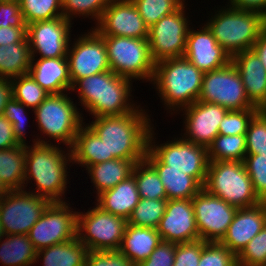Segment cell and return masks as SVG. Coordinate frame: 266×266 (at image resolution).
Segmentation results:
<instances>
[{"label":"cell","instance_id":"cell-16","mask_svg":"<svg viewBox=\"0 0 266 266\" xmlns=\"http://www.w3.org/2000/svg\"><path fill=\"white\" fill-rule=\"evenodd\" d=\"M199 239L219 242L227 232L237 207L203 188L192 198Z\"/></svg>","mask_w":266,"mask_h":266},{"label":"cell","instance_id":"cell-15","mask_svg":"<svg viewBox=\"0 0 266 266\" xmlns=\"http://www.w3.org/2000/svg\"><path fill=\"white\" fill-rule=\"evenodd\" d=\"M72 44L67 53L72 85L78 79L111 70L104 39L94 28L74 39Z\"/></svg>","mask_w":266,"mask_h":266},{"label":"cell","instance_id":"cell-3","mask_svg":"<svg viewBox=\"0 0 266 266\" xmlns=\"http://www.w3.org/2000/svg\"><path fill=\"white\" fill-rule=\"evenodd\" d=\"M55 144H26L24 190L33 180L36 188L29 192L48 198L51 202H65L62 196L69 182L67 166L72 163L71 150L64 151Z\"/></svg>","mask_w":266,"mask_h":266},{"label":"cell","instance_id":"cell-22","mask_svg":"<svg viewBox=\"0 0 266 266\" xmlns=\"http://www.w3.org/2000/svg\"><path fill=\"white\" fill-rule=\"evenodd\" d=\"M266 225V202L238 208L224 237L219 241L238 256L250 240Z\"/></svg>","mask_w":266,"mask_h":266},{"label":"cell","instance_id":"cell-36","mask_svg":"<svg viewBox=\"0 0 266 266\" xmlns=\"http://www.w3.org/2000/svg\"><path fill=\"white\" fill-rule=\"evenodd\" d=\"M167 200L141 198L128 218V224L157 229L166 210Z\"/></svg>","mask_w":266,"mask_h":266},{"label":"cell","instance_id":"cell-25","mask_svg":"<svg viewBox=\"0 0 266 266\" xmlns=\"http://www.w3.org/2000/svg\"><path fill=\"white\" fill-rule=\"evenodd\" d=\"M145 159L157 171L168 200L192 199L203 188L193 177L164 164L149 148Z\"/></svg>","mask_w":266,"mask_h":266},{"label":"cell","instance_id":"cell-56","mask_svg":"<svg viewBox=\"0 0 266 266\" xmlns=\"http://www.w3.org/2000/svg\"><path fill=\"white\" fill-rule=\"evenodd\" d=\"M8 192H9V190L6 188V186L0 180V199L2 197H4Z\"/></svg>","mask_w":266,"mask_h":266},{"label":"cell","instance_id":"cell-33","mask_svg":"<svg viewBox=\"0 0 266 266\" xmlns=\"http://www.w3.org/2000/svg\"><path fill=\"white\" fill-rule=\"evenodd\" d=\"M0 240V263L3 266H31L36 264V250L25 234L5 235Z\"/></svg>","mask_w":266,"mask_h":266},{"label":"cell","instance_id":"cell-32","mask_svg":"<svg viewBox=\"0 0 266 266\" xmlns=\"http://www.w3.org/2000/svg\"><path fill=\"white\" fill-rule=\"evenodd\" d=\"M26 145L0 150V180L8 190L24 189Z\"/></svg>","mask_w":266,"mask_h":266},{"label":"cell","instance_id":"cell-47","mask_svg":"<svg viewBox=\"0 0 266 266\" xmlns=\"http://www.w3.org/2000/svg\"><path fill=\"white\" fill-rule=\"evenodd\" d=\"M203 249V240L178 243L175 248L173 266H198Z\"/></svg>","mask_w":266,"mask_h":266},{"label":"cell","instance_id":"cell-28","mask_svg":"<svg viewBox=\"0 0 266 266\" xmlns=\"http://www.w3.org/2000/svg\"><path fill=\"white\" fill-rule=\"evenodd\" d=\"M141 160L112 159L89 166L86 170L99 195L114 188L117 184L132 175L133 168Z\"/></svg>","mask_w":266,"mask_h":266},{"label":"cell","instance_id":"cell-24","mask_svg":"<svg viewBox=\"0 0 266 266\" xmlns=\"http://www.w3.org/2000/svg\"><path fill=\"white\" fill-rule=\"evenodd\" d=\"M29 74L49 94L71 91L67 57L32 58Z\"/></svg>","mask_w":266,"mask_h":266},{"label":"cell","instance_id":"cell-1","mask_svg":"<svg viewBox=\"0 0 266 266\" xmlns=\"http://www.w3.org/2000/svg\"><path fill=\"white\" fill-rule=\"evenodd\" d=\"M141 107L125 115L97 117L87 123L103 141L106 161L145 159L149 132L154 125Z\"/></svg>","mask_w":266,"mask_h":266},{"label":"cell","instance_id":"cell-30","mask_svg":"<svg viewBox=\"0 0 266 266\" xmlns=\"http://www.w3.org/2000/svg\"><path fill=\"white\" fill-rule=\"evenodd\" d=\"M88 248L78 237L71 241L55 244L36 252V263L43 260V266H85Z\"/></svg>","mask_w":266,"mask_h":266},{"label":"cell","instance_id":"cell-46","mask_svg":"<svg viewBox=\"0 0 266 266\" xmlns=\"http://www.w3.org/2000/svg\"><path fill=\"white\" fill-rule=\"evenodd\" d=\"M28 108L25 104L19 102L13 97L5 105L3 116L12 124L14 137L20 144L26 145L25 123H26V109Z\"/></svg>","mask_w":266,"mask_h":266},{"label":"cell","instance_id":"cell-50","mask_svg":"<svg viewBox=\"0 0 266 266\" xmlns=\"http://www.w3.org/2000/svg\"><path fill=\"white\" fill-rule=\"evenodd\" d=\"M176 245L162 240L150 256L136 266H173Z\"/></svg>","mask_w":266,"mask_h":266},{"label":"cell","instance_id":"cell-52","mask_svg":"<svg viewBox=\"0 0 266 266\" xmlns=\"http://www.w3.org/2000/svg\"><path fill=\"white\" fill-rule=\"evenodd\" d=\"M26 32L27 27H0V46L21 42Z\"/></svg>","mask_w":266,"mask_h":266},{"label":"cell","instance_id":"cell-19","mask_svg":"<svg viewBox=\"0 0 266 266\" xmlns=\"http://www.w3.org/2000/svg\"><path fill=\"white\" fill-rule=\"evenodd\" d=\"M224 107L210 102L196 101L184 108V136L188 142L208 148L219 134V125L227 113Z\"/></svg>","mask_w":266,"mask_h":266},{"label":"cell","instance_id":"cell-41","mask_svg":"<svg viewBox=\"0 0 266 266\" xmlns=\"http://www.w3.org/2000/svg\"><path fill=\"white\" fill-rule=\"evenodd\" d=\"M246 155L266 156V110H259L246 132Z\"/></svg>","mask_w":266,"mask_h":266},{"label":"cell","instance_id":"cell-40","mask_svg":"<svg viewBox=\"0 0 266 266\" xmlns=\"http://www.w3.org/2000/svg\"><path fill=\"white\" fill-rule=\"evenodd\" d=\"M111 0H62L63 17L72 22L73 16L91 17L95 23L100 20L102 13Z\"/></svg>","mask_w":266,"mask_h":266},{"label":"cell","instance_id":"cell-5","mask_svg":"<svg viewBox=\"0 0 266 266\" xmlns=\"http://www.w3.org/2000/svg\"><path fill=\"white\" fill-rule=\"evenodd\" d=\"M205 24L217 43L230 55L251 50L266 29V17L259 12L233 8L229 3Z\"/></svg>","mask_w":266,"mask_h":266},{"label":"cell","instance_id":"cell-39","mask_svg":"<svg viewBox=\"0 0 266 266\" xmlns=\"http://www.w3.org/2000/svg\"><path fill=\"white\" fill-rule=\"evenodd\" d=\"M132 2L148 28L184 4L181 0H132Z\"/></svg>","mask_w":266,"mask_h":266},{"label":"cell","instance_id":"cell-43","mask_svg":"<svg viewBox=\"0 0 266 266\" xmlns=\"http://www.w3.org/2000/svg\"><path fill=\"white\" fill-rule=\"evenodd\" d=\"M198 266H238L237 256L219 242L203 241Z\"/></svg>","mask_w":266,"mask_h":266},{"label":"cell","instance_id":"cell-9","mask_svg":"<svg viewBox=\"0 0 266 266\" xmlns=\"http://www.w3.org/2000/svg\"><path fill=\"white\" fill-rule=\"evenodd\" d=\"M128 222L95 205L78 212L77 237L89 251H118Z\"/></svg>","mask_w":266,"mask_h":266},{"label":"cell","instance_id":"cell-53","mask_svg":"<svg viewBox=\"0 0 266 266\" xmlns=\"http://www.w3.org/2000/svg\"><path fill=\"white\" fill-rule=\"evenodd\" d=\"M228 3L235 9L256 11L266 17V0H229Z\"/></svg>","mask_w":266,"mask_h":266},{"label":"cell","instance_id":"cell-42","mask_svg":"<svg viewBox=\"0 0 266 266\" xmlns=\"http://www.w3.org/2000/svg\"><path fill=\"white\" fill-rule=\"evenodd\" d=\"M238 266H266V225L237 256Z\"/></svg>","mask_w":266,"mask_h":266},{"label":"cell","instance_id":"cell-26","mask_svg":"<svg viewBox=\"0 0 266 266\" xmlns=\"http://www.w3.org/2000/svg\"><path fill=\"white\" fill-rule=\"evenodd\" d=\"M140 199L136 181L131 175L114 188L97 195L94 203L102 210L128 220Z\"/></svg>","mask_w":266,"mask_h":266},{"label":"cell","instance_id":"cell-57","mask_svg":"<svg viewBox=\"0 0 266 266\" xmlns=\"http://www.w3.org/2000/svg\"><path fill=\"white\" fill-rule=\"evenodd\" d=\"M4 236H5V234H4V232H3V228H2V225H1V223H0V240L2 239H4Z\"/></svg>","mask_w":266,"mask_h":266},{"label":"cell","instance_id":"cell-4","mask_svg":"<svg viewBox=\"0 0 266 266\" xmlns=\"http://www.w3.org/2000/svg\"><path fill=\"white\" fill-rule=\"evenodd\" d=\"M203 75L185 57L170 58L155 63L152 83L165 109H170L173 114L175 110L181 112L198 101Z\"/></svg>","mask_w":266,"mask_h":266},{"label":"cell","instance_id":"cell-10","mask_svg":"<svg viewBox=\"0 0 266 266\" xmlns=\"http://www.w3.org/2000/svg\"><path fill=\"white\" fill-rule=\"evenodd\" d=\"M153 129L152 126L148 136V148L164 164L193 177L203 187L209 165L208 148L188 142L181 136L160 145L156 144Z\"/></svg>","mask_w":266,"mask_h":266},{"label":"cell","instance_id":"cell-27","mask_svg":"<svg viewBox=\"0 0 266 266\" xmlns=\"http://www.w3.org/2000/svg\"><path fill=\"white\" fill-rule=\"evenodd\" d=\"M161 241L157 229L127 224L119 251L137 265L146 260Z\"/></svg>","mask_w":266,"mask_h":266},{"label":"cell","instance_id":"cell-31","mask_svg":"<svg viewBox=\"0 0 266 266\" xmlns=\"http://www.w3.org/2000/svg\"><path fill=\"white\" fill-rule=\"evenodd\" d=\"M32 55L27 36L17 43L0 46V78L12 79L29 73Z\"/></svg>","mask_w":266,"mask_h":266},{"label":"cell","instance_id":"cell-38","mask_svg":"<svg viewBox=\"0 0 266 266\" xmlns=\"http://www.w3.org/2000/svg\"><path fill=\"white\" fill-rule=\"evenodd\" d=\"M26 24L63 17L62 0H19Z\"/></svg>","mask_w":266,"mask_h":266},{"label":"cell","instance_id":"cell-13","mask_svg":"<svg viewBox=\"0 0 266 266\" xmlns=\"http://www.w3.org/2000/svg\"><path fill=\"white\" fill-rule=\"evenodd\" d=\"M65 202H51L28 232L36 251L77 237L78 211Z\"/></svg>","mask_w":266,"mask_h":266},{"label":"cell","instance_id":"cell-2","mask_svg":"<svg viewBox=\"0 0 266 266\" xmlns=\"http://www.w3.org/2000/svg\"><path fill=\"white\" fill-rule=\"evenodd\" d=\"M132 82L109 70L78 79L72 85L71 92L77 89L78 103L83 109L86 108L92 118L121 116L140 107L131 101Z\"/></svg>","mask_w":266,"mask_h":266},{"label":"cell","instance_id":"cell-7","mask_svg":"<svg viewBox=\"0 0 266 266\" xmlns=\"http://www.w3.org/2000/svg\"><path fill=\"white\" fill-rule=\"evenodd\" d=\"M203 189L237 208L262 202L255 194L244 163L239 161H209Z\"/></svg>","mask_w":266,"mask_h":266},{"label":"cell","instance_id":"cell-49","mask_svg":"<svg viewBox=\"0 0 266 266\" xmlns=\"http://www.w3.org/2000/svg\"><path fill=\"white\" fill-rule=\"evenodd\" d=\"M27 27L19 0H0V27Z\"/></svg>","mask_w":266,"mask_h":266},{"label":"cell","instance_id":"cell-18","mask_svg":"<svg viewBox=\"0 0 266 266\" xmlns=\"http://www.w3.org/2000/svg\"><path fill=\"white\" fill-rule=\"evenodd\" d=\"M100 35L148 39V27L132 0H111L93 27Z\"/></svg>","mask_w":266,"mask_h":266},{"label":"cell","instance_id":"cell-20","mask_svg":"<svg viewBox=\"0 0 266 266\" xmlns=\"http://www.w3.org/2000/svg\"><path fill=\"white\" fill-rule=\"evenodd\" d=\"M157 231L163 241L187 243L199 240L192 199L167 200Z\"/></svg>","mask_w":266,"mask_h":266},{"label":"cell","instance_id":"cell-8","mask_svg":"<svg viewBox=\"0 0 266 266\" xmlns=\"http://www.w3.org/2000/svg\"><path fill=\"white\" fill-rule=\"evenodd\" d=\"M106 46L111 71L130 80L152 82L155 62L148 39L101 35Z\"/></svg>","mask_w":266,"mask_h":266},{"label":"cell","instance_id":"cell-6","mask_svg":"<svg viewBox=\"0 0 266 266\" xmlns=\"http://www.w3.org/2000/svg\"><path fill=\"white\" fill-rule=\"evenodd\" d=\"M73 99L66 93L49 94L46 99L33 110L37 128L40 131V137L36 136L33 144H51V139L57 141V144L63 143L70 149L74 143L79 128L83 122V114ZM42 133V134H41ZM45 134L49 141L45 138ZM41 138V139H40ZM45 138V139H42ZM46 140V141H45ZM59 142V143H58Z\"/></svg>","mask_w":266,"mask_h":266},{"label":"cell","instance_id":"cell-55","mask_svg":"<svg viewBox=\"0 0 266 266\" xmlns=\"http://www.w3.org/2000/svg\"><path fill=\"white\" fill-rule=\"evenodd\" d=\"M252 50L258 55L262 65L266 68V29L252 46Z\"/></svg>","mask_w":266,"mask_h":266},{"label":"cell","instance_id":"cell-51","mask_svg":"<svg viewBox=\"0 0 266 266\" xmlns=\"http://www.w3.org/2000/svg\"><path fill=\"white\" fill-rule=\"evenodd\" d=\"M20 145L14 137L12 124L0 115V150L8 149Z\"/></svg>","mask_w":266,"mask_h":266},{"label":"cell","instance_id":"cell-48","mask_svg":"<svg viewBox=\"0 0 266 266\" xmlns=\"http://www.w3.org/2000/svg\"><path fill=\"white\" fill-rule=\"evenodd\" d=\"M85 266H136L118 251H89Z\"/></svg>","mask_w":266,"mask_h":266},{"label":"cell","instance_id":"cell-37","mask_svg":"<svg viewBox=\"0 0 266 266\" xmlns=\"http://www.w3.org/2000/svg\"><path fill=\"white\" fill-rule=\"evenodd\" d=\"M12 97L35 110L49 95L28 73L10 79Z\"/></svg>","mask_w":266,"mask_h":266},{"label":"cell","instance_id":"cell-14","mask_svg":"<svg viewBox=\"0 0 266 266\" xmlns=\"http://www.w3.org/2000/svg\"><path fill=\"white\" fill-rule=\"evenodd\" d=\"M186 6L184 3L177 11L162 17L148 29L150 53L155 63L184 57L190 28L189 17L185 13Z\"/></svg>","mask_w":266,"mask_h":266},{"label":"cell","instance_id":"cell-34","mask_svg":"<svg viewBox=\"0 0 266 266\" xmlns=\"http://www.w3.org/2000/svg\"><path fill=\"white\" fill-rule=\"evenodd\" d=\"M246 156V135L218 134L208 147L209 161H239Z\"/></svg>","mask_w":266,"mask_h":266},{"label":"cell","instance_id":"cell-21","mask_svg":"<svg viewBox=\"0 0 266 266\" xmlns=\"http://www.w3.org/2000/svg\"><path fill=\"white\" fill-rule=\"evenodd\" d=\"M201 30L189 28L184 57L203 73L226 66L230 55L217 43L211 31L204 26Z\"/></svg>","mask_w":266,"mask_h":266},{"label":"cell","instance_id":"cell-11","mask_svg":"<svg viewBox=\"0 0 266 266\" xmlns=\"http://www.w3.org/2000/svg\"><path fill=\"white\" fill-rule=\"evenodd\" d=\"M198 101L215 103L228 111L256 108L249 101L241 76L232 62L204 73Z\"/></svg>","mask_w":266,"mask_h":266},{"label":"cell","instance_id":"cell-12","mask_svg":"<svg viewBox=\"0 0 266 266\" xmlns=\"http://www.w3.org/2000/svg\"><path fill=\"white\" fill-rule=\"evenodd\" d=\"M50 203L48 198L24 189L9 190L0 199V223L4 234L27 235Z\"/></svg>","mask_w":266,"mask_h":266},{"label":"cell","instance_id":"cell-23","mask_svg":"<svg viewBox=\"0 0 266 266\" xmlns=\"http://www.w3.org/2000/svg\"><path fill=\"white\" fill-rule=\"evenodd\" d=\"M237 68L249 101L259 110H266V68L251 49L231 57Z\"/></svg>","mask_w":266,"mask_h":266},{"label":"cell","instance_id":"cell-45","mask_svg":"<svg viewBox=\"0 0 266 266\" xmlns=\"http://www.w3.org/2000/svg\"><path fill=\"white\" fill-rule=\"evenodd\" d=\"M253 184L255 194L266 202V156L246 155L243 161Z\"/></svg>","mask_w":266,"mask_h":266},{"label":"cell","instance_id":"cell-29","mask_svg":"<svg viewBox=\"0 0 266 266\" xmlns=\"http://www.w3.org/2000/svg\"><path fill=\"white\" fill-rule=\"evenodd\" d=\"M71 150L72 164L88 168L106 161V148L100 137L85 123L79 128Z\"/></svg>","mask_w":266,"mask_h":266},{"label":"cell","instance_id":"cell-17","mask_svg":"<svg viewBox=\"0 0 266 266\" xmlns=\"http://www.w3.org/2000/svg\"><path fill=\"white\" fill-rule=\"evenodd\" d=\"M71 24L64 17L28 24L26 36L32 58L37 57V54L39 58L67 57L71 43Z\"/></svg>","mask_w":266,"mask_h":266},{"label":"cell","instance_id":"cell-35","mask_svg":"<svg viewBox=\"0 0 266 266\" xmlns=\"http://www.w3.org/2000/svg\"><path fill=\"white\" fill-rule=\"evenodd\" d=\"M132 175L136 181L140 198L168 200L157 171L146 159L135 164Z\"/></svg>","mask_w":266,"mask_h":266},{"label":"cell","instance_id":"cell-54","mask_svg":"<svg viewBox=\"0 0 266 266\" xmlns=\"http://www.w3.org/2000/svg\"><path fill=\"white\" fill-rule=\"evenodd\" d=\"M12 97V85L10 79L0 78V115L3 114L5 105Z\"/></svg>","mask_w":266,"mask_h":266},{"label":"cell","instance_id":"cell-44","mask_svg":"<svg viewBox=\"0 0 266 266\" xmlns=\"http://www.w3.org/2000/svg\"><path fill=\"white\" fill-rule=\"evenodd\" d=\"M258 108L227 111L219 125V134L239 135L246 134L248 125Z\"/></svg>","mask_w":266,"mask_h":266}]
</instances>
